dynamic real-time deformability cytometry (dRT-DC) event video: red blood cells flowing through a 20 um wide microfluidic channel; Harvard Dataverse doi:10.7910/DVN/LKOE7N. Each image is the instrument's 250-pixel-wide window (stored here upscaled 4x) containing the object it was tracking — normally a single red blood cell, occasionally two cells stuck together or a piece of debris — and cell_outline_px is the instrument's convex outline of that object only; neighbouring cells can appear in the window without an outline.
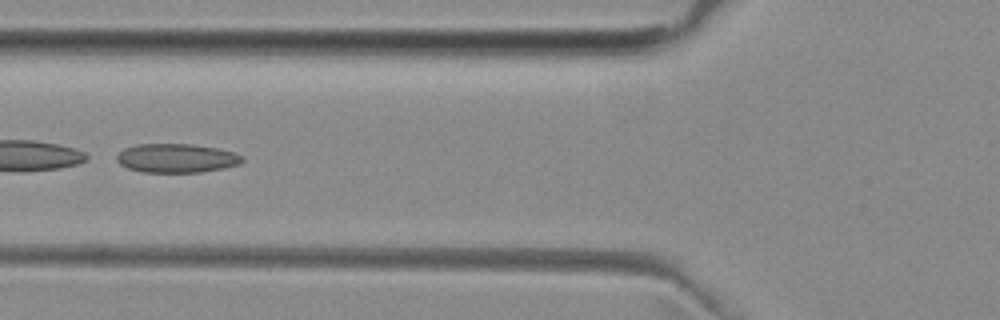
{"species": "common noctule bat (a hibernating species)", "species_latin": "Nyctalus noctula", "temperature_condition": "room temperature", "stored_images_in_passage": 35, "camera_frame_rate_fps": 3000, "um_per_image_px": 0.085, "animal": {"sex": "female", "body_mass_g": 29.2, "forearm_length_mm": 56.3}, "frame": {"image": 1, "passage_image": 6, "time_ms": 1.667, "image_size_px": [1000, 320], "cell_outline_px": [[244, 160], [240, 164], [224, 168], [200, 172], [144, 172], [128, 168], [120, 164], [116, 160], [116, 156], [124, 148], [136, 144], [192, 144], [216, 148], [232, 152], [244, 156]], "centroid_in_image_um": [15.01, 13.44], "position_along_channel_um": 110.8, "area_um2": 21.15}, "authors_computed_cell_mechanics": {"area_um2": 20.8658, "velocity_mm_per_s": 3.9827, "shape_relaxation_time_tau1_ms": null, "shape_relaxation_time_tau2_ms": 2.8957, "deformation_change_tau1": null, "deformation_change_tau2": 0.1162}}